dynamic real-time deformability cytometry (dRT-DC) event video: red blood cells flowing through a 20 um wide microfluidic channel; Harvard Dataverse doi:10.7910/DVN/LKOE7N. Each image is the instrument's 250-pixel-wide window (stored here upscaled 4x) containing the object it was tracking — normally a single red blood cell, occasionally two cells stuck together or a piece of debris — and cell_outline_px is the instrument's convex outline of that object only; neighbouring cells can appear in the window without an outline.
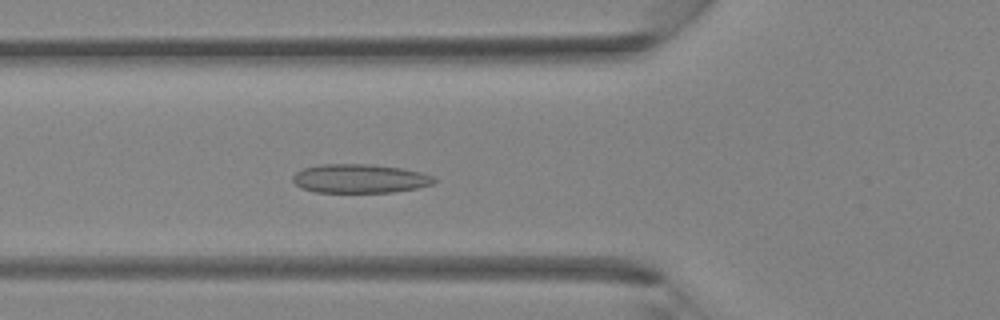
{"species": "Egyptian fruit bat (a non-hibernating species)", "species_latin": "Rousettus aegyptiacus", "temperature_condition": "room temperature", "stored_images_in_passage": 42, "segment_of_instrument_passage": [1, 2], "camera_frame_rate_fps": 3000, "um_per_image_px": 0.085, "animal": {"sex": "female"}, "frame": {"image": 1, "passage_image": 15, "time_ms": 4.667, "image_size_px": [1000, 320], "cell_outline_px": [[436, 180], [432, 184], [416, 188], [392, 192], [316, 192], [300, 188], [292, 180], [292, 176], [296, 172], [304, 168], [320, 164], [372, 164], [400, 168], [420, 172], [436, 176]], "centroid_in_image_um": [30.57, 15.17], "position_along_channel_um": 95.2, "area_um2": 23.81}}
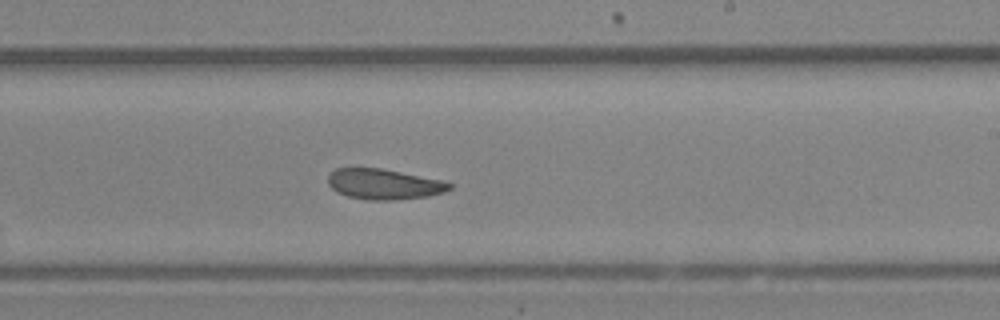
{"frame": {"image": 2, "passage_image": 25, "time_ms": 8.0, "image_size_px": [1000, 320], "cell_outline_px": [[452, 188], [444, 192], [428, 196], [392, 200], [368, 200], [348, 196], [336, 192], [328, 184], [328, 176], [336, 168], [380, 168], [444, 180], [452, 184]], "centroid_in_image_um": [32.65, 15.65], "position_along_channel_um": 256.4, "area_um2": 21.56}}
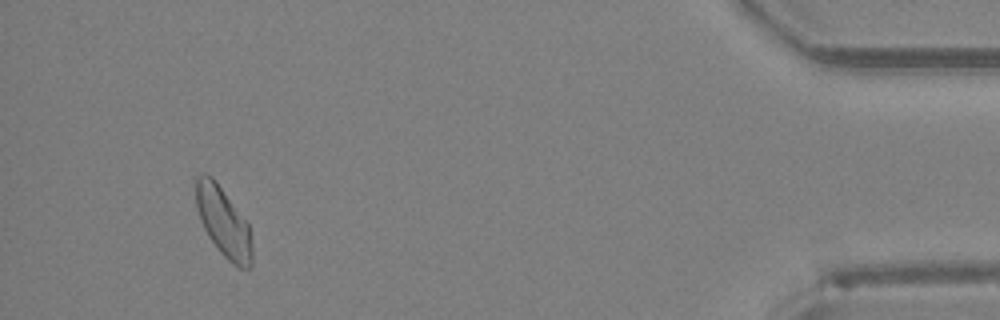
{"frame": {"image": 3, "passage_image": 39, "time_ms": 12.667, "image_size_px": [1000, 320], "cell_outline_px": [[252, 264], [248, 268], [240, 268], [232, 264], [220, 252], [208, 236], [200, 220], [196, 208], [196, 176], [212, 176], [248, 224], [252, 248]], "centroid_in_image_um": [18.99, 18.92], "position_along_channel_um": 416.2, "area_um2": 22.25}}